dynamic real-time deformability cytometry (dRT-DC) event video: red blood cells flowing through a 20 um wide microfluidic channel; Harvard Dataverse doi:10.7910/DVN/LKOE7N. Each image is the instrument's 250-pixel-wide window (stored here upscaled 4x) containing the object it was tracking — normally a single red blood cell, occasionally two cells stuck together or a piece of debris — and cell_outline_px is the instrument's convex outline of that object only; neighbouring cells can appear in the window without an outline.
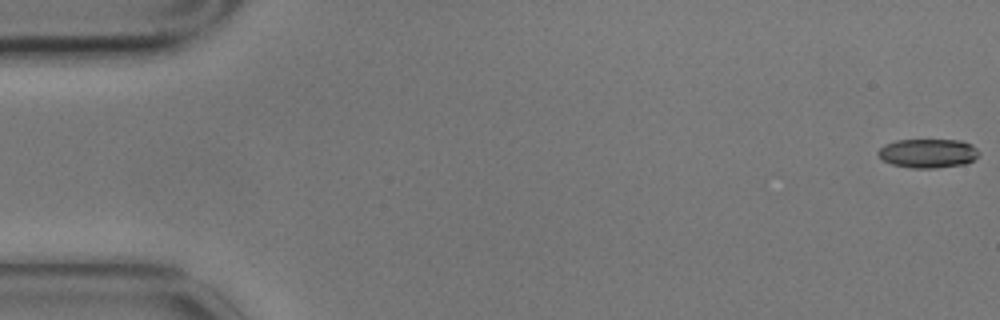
{"species": "common noctule bat (a hibernating species)", "species_latin": "Nyctalus noctula", "temperature_condition": "cold", "stored_images_in_passage": 5, "camera_frame_rate_fps": 3000, "um_per_image_px": 0.085, "animal": {"sex": "male", "body_mass_g": 17.9}, "frame": {"image": 1, "passage_image": 1, "time_ms": 0.0, "image_size_px": [1000, 320], "cell_outline_px": [[980, 152], [972, 160], [964, 164], [936, 168], [912, 168], [892, 164], [884, 160], [876, 152], [884, 144], [896, 140], [960, 140], [972, 144]], "centroid_in_image_um": [78.87, 13.02], "position_along_channel_um": 6.1, "area_um2": 16.99}}
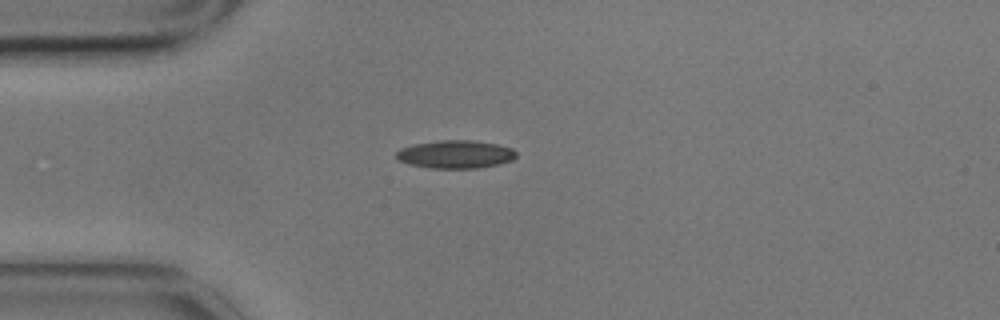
{"frame": {"image": 2, "passage_image": 5, "time_ms": 1.333, "image_size_px": [1000, 320], "cell_outline_px": [[516, 156], [512, 160], [500, 164], [476, 168], [428, 168], [408, 164], [396, 160], [396, 152], [400, 148], [416, 144], [440, 140], [472, 140], [496, 144], [512, 148], [516, 152]], "centroid_in_image_um": [38.69, 13.12], "position_along_channel_um": 46.3, "area_um2": 19.65}}